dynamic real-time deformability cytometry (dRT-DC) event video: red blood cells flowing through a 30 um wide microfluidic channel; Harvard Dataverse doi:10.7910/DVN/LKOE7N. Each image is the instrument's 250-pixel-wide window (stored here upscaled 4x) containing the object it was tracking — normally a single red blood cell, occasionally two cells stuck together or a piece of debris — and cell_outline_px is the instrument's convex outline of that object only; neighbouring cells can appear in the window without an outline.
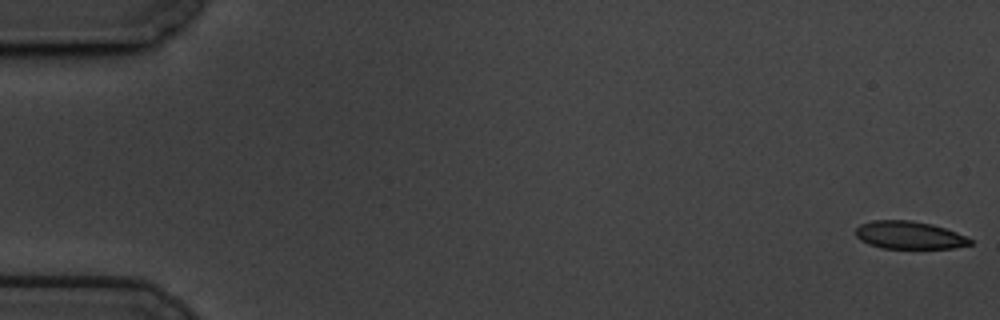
{"species": "common noctule bat (a hibernating species)", "species_latin": "Nyctalus noctula", "temperature_condition": "cold", "stored_images_in_passage": 59, "camera_frame_rate_fps": 3000, "um_per_image_px": 0.085, "animal": {"sex": "male", "body_mass_g": 19.5, "forearm_length_mm": 54.6}, "frame": {"image": 1, "passage_image": 1, "time_ms": 0.0, "image_size_px": [1000, 320], "cell_outline_px": [[972, 244], [952, 248], [880, 248], [868, 244], [860, 240], [856, 236], [856, 228], [860, 224], [872, 220], [912, 220], [932, 224], [956, 232], [972, 240]], "centroid_in_image_um": [77.25, 19.98], "position_along_channel_um": 7.8, "area_um2": 18.5}}
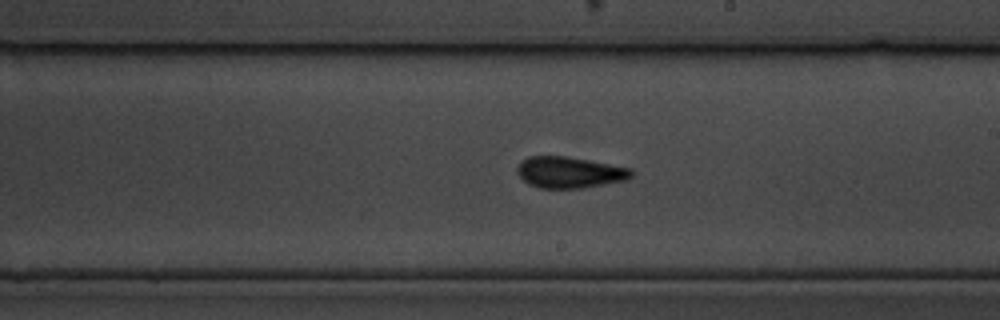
{"frame": {"image": 2, "passage_image": 34, "time_ms": 11.0, "image_size_px": [1000, 320], "cell_outline_px": [[632, 176], [628, 180], [584, 188], [540, 188], [528, 184], [516, 172], [516, 168], [520, 160], [528, 156], [564, 156], [588, 160], [632, 168]], "centroid_in_image_um": [48.4, 14.65], "position_along_channel_um": 240.6, "area_um2": 20.98}}
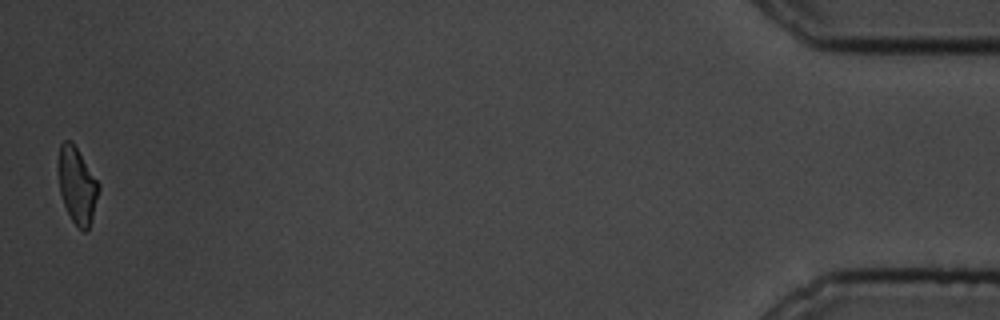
{"frame": {"image": 3, "passage_image": 58, "time_ms": 19.0, "image_size_px": [1000, 320], "cell_outline_px": [[100, 188], [92, 216], [88, 228], [84, 232], [72, 220], [64, 204], [60, 192], [56, 168], [56, 164], [60, 144], [64, 140], [72, 140], [100, 184]], "centroid_in_image_um": [6.52, 15.67], "position_along_channel_um": 428.7, "area_um2": 18.09}, "authors_computed_cell_mechanics": {"area_um2": 20.1144, "velocity_mm_per_s": 3.4494, "shape_relaxation_time_tau1_ms": 4.1585, "shape_relaxation_time_tau2_ms": 1.5539, "deformation_change_tau1": 0.1372, "deformation_change_tau2": 0.0921}}